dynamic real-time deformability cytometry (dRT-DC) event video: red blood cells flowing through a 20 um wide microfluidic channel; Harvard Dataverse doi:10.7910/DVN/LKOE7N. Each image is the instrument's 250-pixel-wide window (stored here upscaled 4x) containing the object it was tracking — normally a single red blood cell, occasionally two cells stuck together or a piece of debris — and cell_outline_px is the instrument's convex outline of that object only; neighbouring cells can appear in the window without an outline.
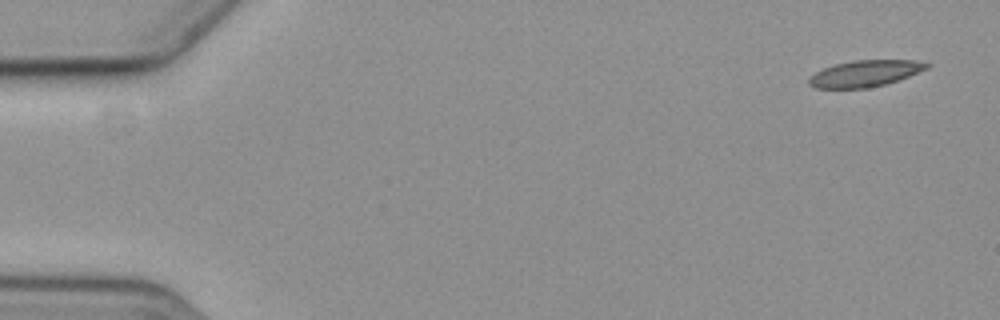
{"species": "common noctule bat (a hibernating species)", "species_latin": "Nyctalus noctula", "temperature_condition": "cold", "stored_images_in_passage": 5, "camera_frame_rate_fps": 3000, "um_per_image_px": 0.085, "animal": {"sex": "female", "body_mass_g": 19.3, "forearm_length_mm": 54.1}, "frame": {"image": 1, "passage_image": 1, "time_ms": 0.0, "image_size_px": [1000, 320], "cell_outline_px": [[932, 64], [928, 68], [908, 76], [884, 84], [868, 88], [816, 88], [808, 84], [808, 76], [824, 68], [836, 64], [852, 60], [916, 60]], "centroid_in_image_um": [73.51, 6.24], "position_along_channel_um": 11.5, "area_um2": 18.03}}